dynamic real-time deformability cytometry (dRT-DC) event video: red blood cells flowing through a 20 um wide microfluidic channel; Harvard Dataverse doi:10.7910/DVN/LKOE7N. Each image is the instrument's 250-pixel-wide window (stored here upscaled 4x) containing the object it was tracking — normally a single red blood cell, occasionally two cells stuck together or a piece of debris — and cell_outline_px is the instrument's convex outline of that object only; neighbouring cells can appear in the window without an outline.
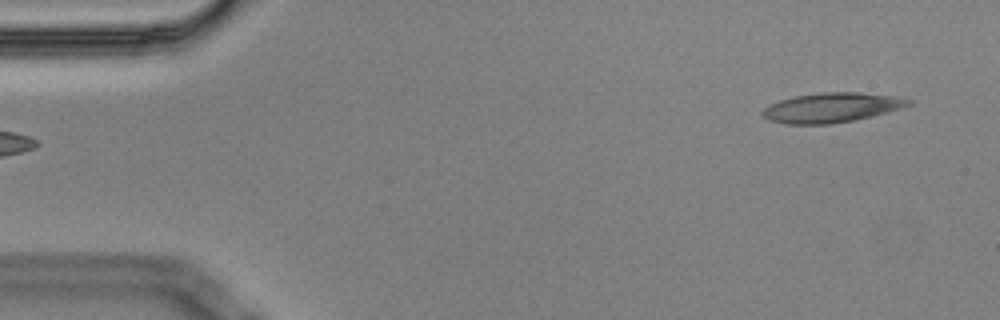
{"species": "Egyptian fruit bat (a non-hibernating species)", "species_latin": "Rousettus aegyptiacus", "temperature_condition": "cold", "stored_images_in_passage": 6, "segment_of_instrument_passage": [2, 2], "camera_frame_rate_fps": 3000, "um_per_image_px": 0.085, "animal": {"sex": "male"}, "frame": {"image": 1, "passage_image": 6, "time_ms": 1.667, "image_size_px": [1000, 320], "cell_outline_px": [[912, 104], [888, 112], [856, 120], [832, 124], [784, 124], [768, 120], [760, 112], [764, 108], [780, 100], [796, 96], [824, 92], [860, 92], [896, 96], [912, 100]], "centroid_in_image_um": [70.7, 9.15], "position_along_channel_um": 14.3, "area_um2": 25.26}}